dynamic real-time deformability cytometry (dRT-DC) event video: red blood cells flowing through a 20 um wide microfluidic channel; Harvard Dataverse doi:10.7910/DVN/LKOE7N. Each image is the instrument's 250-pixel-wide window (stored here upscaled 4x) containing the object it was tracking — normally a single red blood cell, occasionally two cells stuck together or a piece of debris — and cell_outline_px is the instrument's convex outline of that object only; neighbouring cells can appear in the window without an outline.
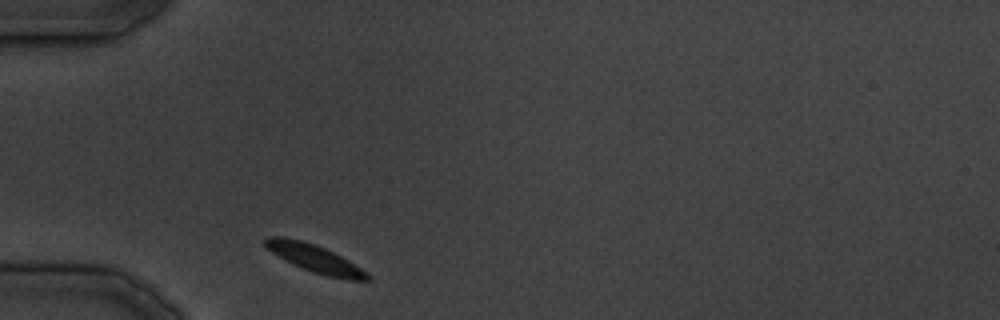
{"species": "common noctule bat (a hibernating species)", "species_latin": "Nyctalus noctula", "temperature_condition": "cold", "stored_images_in_passage": 23, "camera_frame_rate_fps": 3000, "um_per_image_px": 0.085, "animal": {"sex": "male", "body_mass_g": 19.5, "forearm_length_mm": 54.6}, "frame": {"image": 1, "passage_image": 1, "time_ms": 0.0, "image_size_px": [1000, 320], "cell_outline_px": [[372, 280], [348, 280], [328, 276], [312, 272], [292, 264], [272, 252], [264, 244], [264, 240], [268, 236], [280, 236], [300, 240], [324, 248], [348, 260], [368, 272], [372, 276]], "centroid_in_image_um": [26.8, 22.0], "position_along_channel_um": 58.2, "area_um2": 16.3}}
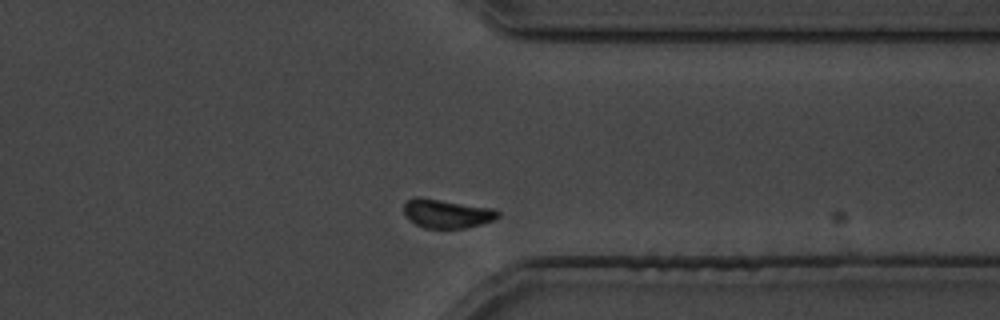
{"frame": {"image": 2, "passage_image": 20, "time_ms": 23.667, "image_size_px": [1000, 320], "cell_outline_px": [[500, 216], [492, 220], [480, 224], [464, 228], [424, 228], [416, 224], [404, 212], [404, 204], [412, 196], [420, 196], [492, 208], [500, 212]], "centroid_in_image_um": [37.97, 18.13], "position_along_channel_um": 373.4, "area_um2": 15.72}}